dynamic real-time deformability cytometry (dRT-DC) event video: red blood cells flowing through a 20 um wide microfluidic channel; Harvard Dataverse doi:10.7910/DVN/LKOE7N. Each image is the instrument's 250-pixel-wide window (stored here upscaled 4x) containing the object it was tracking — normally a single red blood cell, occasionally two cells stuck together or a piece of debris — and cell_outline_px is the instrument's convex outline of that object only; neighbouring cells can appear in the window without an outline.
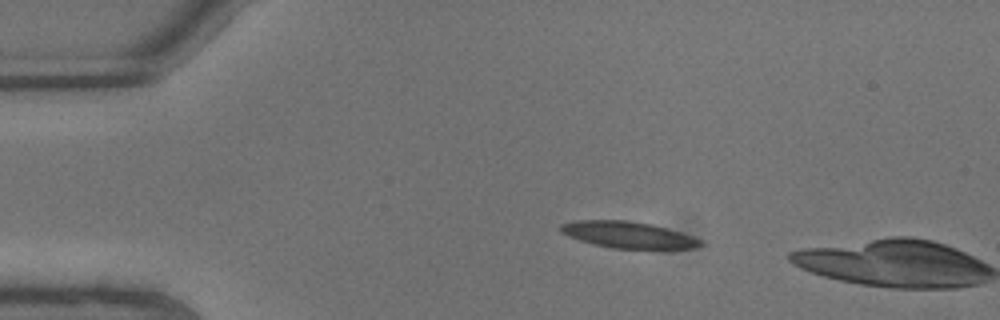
{"species": "common noctule bat (a hibernating species)", "species_latin": "Nyctalus noctula", "temperature_condition": "warm", "stored_images_in_passage": 4, "camera_frame_rate_fps": 3000, "um_per_image_px": 0.085, "animal": {"sex": "male", "body_mass_g": 13.3}, "frame": {"image": 1, "passage_image": 3, "time_ms": 0.667, "image_size_px": [1000, 320], "cell_outline_px": [[704, 244], [696, 248], [612, 248], [592, 244], [568, 236], [560, 232], [560, 224], [576, 220], [628, 220], [652, 224], [668, 228], [692, 236], [700, 240]], "centroid_in_image_um": [53.36, 19.95], "position_along_channel_um": 31.6, "area_um2": 21.5}}